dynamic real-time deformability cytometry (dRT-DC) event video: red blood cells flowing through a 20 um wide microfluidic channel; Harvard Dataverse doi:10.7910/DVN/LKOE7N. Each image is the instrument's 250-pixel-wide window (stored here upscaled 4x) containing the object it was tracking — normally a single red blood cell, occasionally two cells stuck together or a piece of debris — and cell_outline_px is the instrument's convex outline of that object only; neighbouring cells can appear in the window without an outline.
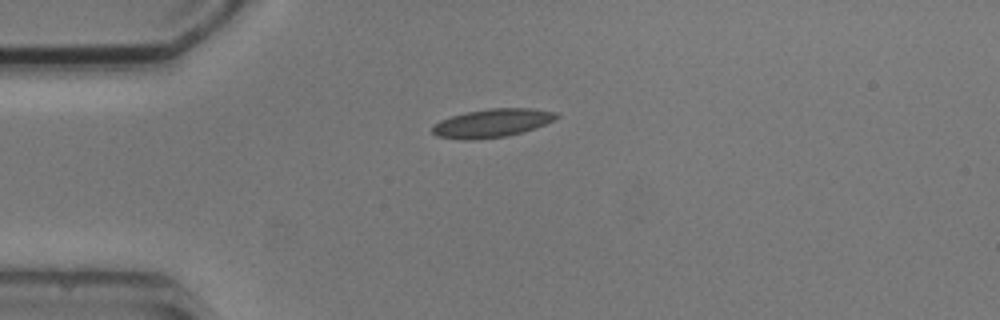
{"species": "common noctule bat (a hibernating species)", "species_latin": "Nyctalus noctula", "temperature_condition": "cold", "stored_images_in_passage": 4, "camera_frame_rate_fps": 3000, "um_per_image_px": 0.085, "animal": {"sex": "male", "body_mass_g": 20.5, "forearm_length_mm": 52.5}, "frame": {"image": 1, "passage_image": 1, "time_ms": 0.0, "image_size_px": [1000, 320], "cell_outline_px": [[560, 116], [536, 128], [508, 136], [472, 140], [464, 140], [436, 136], [432, 132], [432, 124], [440, 120], [452, 116], [468, 112], [488, 108], [532, 108], [556, 112]], "centroid_in_image_um": [41.81, 10.46], "position_along_channel_um": 43.2, "area_um2": 20.58}}